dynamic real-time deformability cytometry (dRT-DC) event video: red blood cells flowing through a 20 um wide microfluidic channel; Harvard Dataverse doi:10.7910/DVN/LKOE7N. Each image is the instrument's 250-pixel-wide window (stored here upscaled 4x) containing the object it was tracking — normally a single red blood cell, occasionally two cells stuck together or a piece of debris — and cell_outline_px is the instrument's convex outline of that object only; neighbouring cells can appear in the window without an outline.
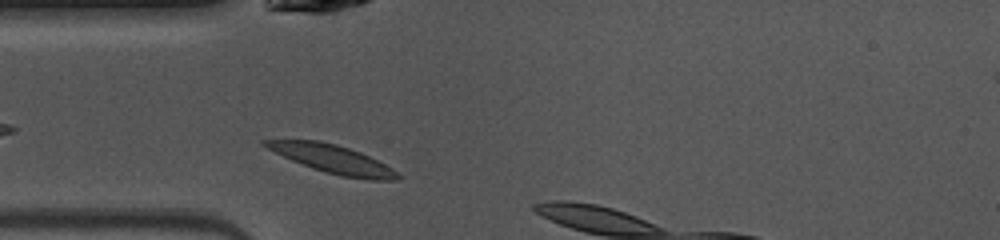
{"species": "common noctule bat (a hibernating species)", "species_latin": "Nyctalus noctula", "temperature_condition": "warm", "stored_images_in_passage": 3, "camera_frame_rate_fps": 3000, "um_per_image_px": 0.085, "animal": {"sex": "female", "body_mass_g": 10.0, "forearm_length_mm": 53.1}, "frame": {"image": 1, "passage_image": 2, "time_ms": 0.333, "image_size_px": [1000, 240], "cell_outline_px": [[404, 176], [400, 180], [368, 180], [340, 176], [312, 168], [292, 160], [260, 144], [260, 140], [320, 140], [336, 144], [360, 152], [392, 168]], "centroid_in_image_um": [28.31, 13.53], "position_along_channel_um": 56.7, "area_um2": 21.73}}